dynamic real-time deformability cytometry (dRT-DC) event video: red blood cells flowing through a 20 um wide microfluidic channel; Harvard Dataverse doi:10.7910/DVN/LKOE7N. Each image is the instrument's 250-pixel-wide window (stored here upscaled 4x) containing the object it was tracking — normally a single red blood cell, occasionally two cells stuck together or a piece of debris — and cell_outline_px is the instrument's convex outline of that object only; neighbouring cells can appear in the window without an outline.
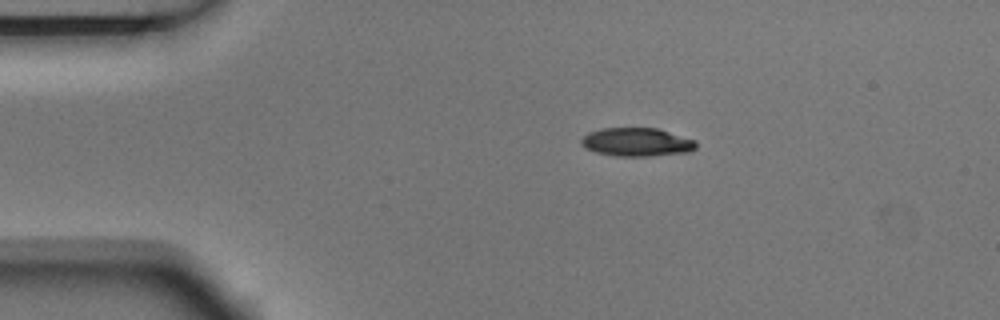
{"species": "Egyptian fruit bat (a non-hibernating species)", "species_latin": "Rousettus aegyptiacus", "temperature_condition": "room temperature", "stored_images_in_passage": 3, "camera_frame_rate_fps": 3000, "um_per_image_px": 0.085, "animal": {"sex": "male"}, "frame": {"image": 1, "passage_image": 1, "time_ms": 0.0, "image_size_px": [1000, 320], "cell_outline_px": [[696, 148], [688, 152], [652, 156], [616, 156], [596, 152], [584, 148], [580, 144], [580, 140], [588, 132], [600, 128], [656, 128], [696, 140]], "centroid_in_image_um": [54.09, 12.08], "position_along_channel_um": 30.9, "area_um2": 19.13}}
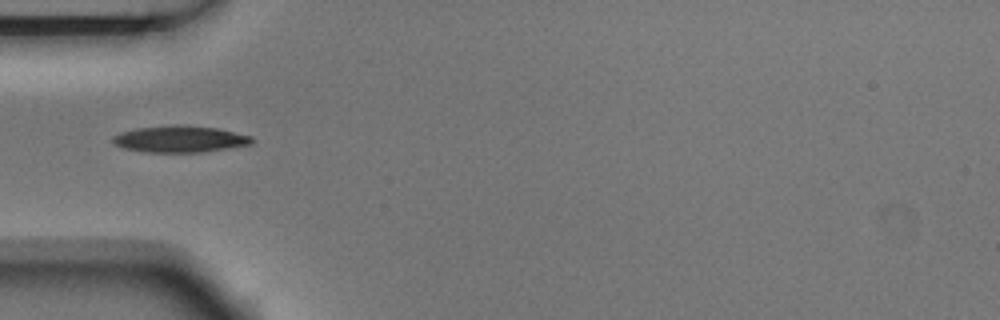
{"frame": {"image": 2, "passage_image": 3, "time_ms": 0.667, "image_size_px": [1000, 320], "cell_outline_px": [[252, 144], [228, 148], [200, 152], [144, 152], [124, 148], [116, 144], [112, 140], [112, 136], [120, 132], [136, 128], [172, 124], [180, 124], [216, 128], [252, 136]], "centroid_in_image_um": [15.26, 11.81], "position_along_channel_um": 69.7, "area_um2": 21.56}}